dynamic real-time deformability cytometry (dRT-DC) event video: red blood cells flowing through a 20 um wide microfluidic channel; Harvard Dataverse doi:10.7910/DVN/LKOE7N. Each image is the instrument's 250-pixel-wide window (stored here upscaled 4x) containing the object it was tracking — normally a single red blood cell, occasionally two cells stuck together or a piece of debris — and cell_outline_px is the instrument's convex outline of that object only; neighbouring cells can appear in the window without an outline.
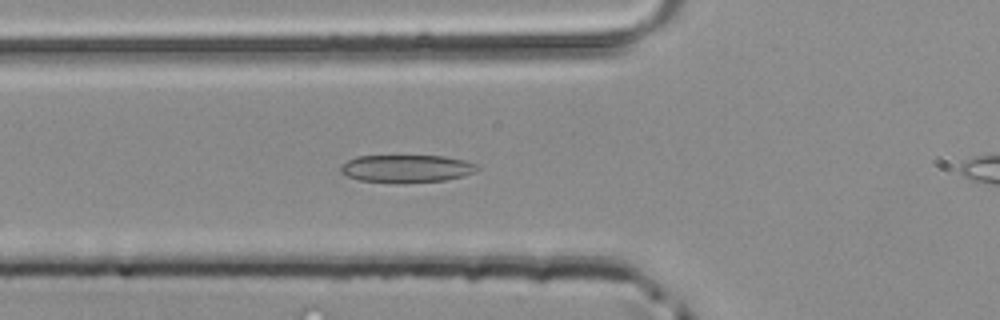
{"species": "common noctule bat (a hibernating species)", "species_latin": "Nyctalus noctula", "temperature_condition": "room temperature", "stored_images_in_passage": 4, "camera_frame_rate_fps": 3000, "um_per_image_px": 0.085, "animal": {"sex": "male", "body_mass_g": 20.4}, "frame": {"image": 1, "passage_image": 2, "time_ms": 0.333, "image_size_px": [1000, 320], "cell_outline_px": [[480, 168], [476, 172], [464, 176], [444, 180], [360, 180], [348, 176], [340, 172], [340, 168], [348, 160], [356, 156], [444, 156], [464, 160], [476, 164]], "centroid_in_image_um": [34.61, 14.28], "position_along_channel_um": 91.2, "area_um2": 20.98}}